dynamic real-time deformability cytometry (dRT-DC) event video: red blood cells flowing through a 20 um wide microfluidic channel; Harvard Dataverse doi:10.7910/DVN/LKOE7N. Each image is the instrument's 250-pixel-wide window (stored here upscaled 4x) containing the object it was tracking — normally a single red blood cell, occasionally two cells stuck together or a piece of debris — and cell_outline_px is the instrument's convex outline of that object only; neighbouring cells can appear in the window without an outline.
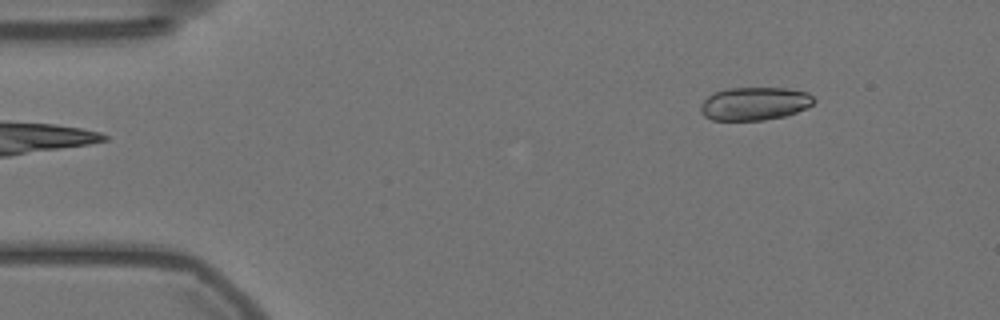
{"species": "Egyptian fruit bat (a non-hibernating species)", "species_latin": "Rousettus aegyptiacus", "temperature_condition": "warm", "stored_images_in_passage": 51, "camera_frame_rate_fps": 3000, "um_per_image_px": 0.085, "animal": {"sex": "female"}, "frame": {"image": 1, "passage_image": 1, "time_ms": 0.0, "image_size_px": [1000, 320], "cell_outline_px": [[816, 100], [812, 104], [796, 112], [784, 116], [764, 120], [712, 120], [704, 116], [700, 112], [700, 104], [708, 96], [716, 92], [728, 88], [784, 88], [808, 92]], "centroid_in_image_um": [64.12, 8.81], "position_along_channel_um": 20.9, "area_um2": 21.79}}
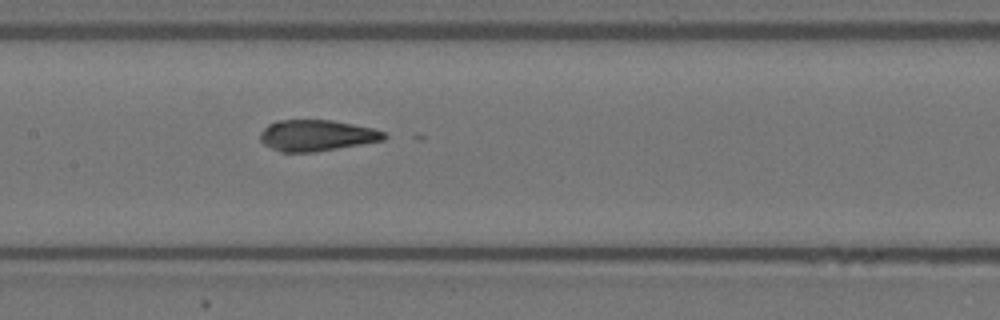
{"frame": {"image": 2, "passage_image": 21, "time_ms": 6.667, "image_size_px": [1000, 320], "cell_outline_px": [[388, 136], [384, 140], [316, 152], [280, 152], [264, 144], [260, 140], [260, 132], [268, 124], [276, 120], [332, 120], [372, 128], [384, 132]], "centroid_in_image_um": [26.9, 11.51], "position_along_channel_um": 180.5, "area_um2": 22.48}}
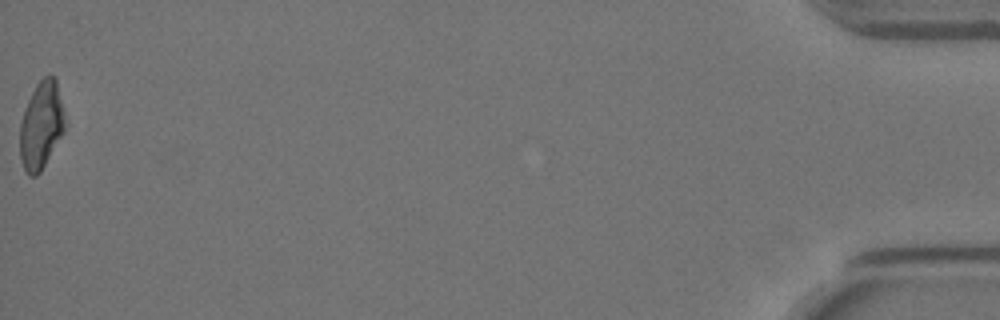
{"frame": {"image": 3, "passage_image": 51, "time_ms": 16.667, "image_size_px": [1000, 320], "cell_outline_px": [[64, 132], [40, 172], [36, 176], [28, 176], [24, 172], [20, 156], [20, 120], [24, 108], [36, 84], [44, 76], [52, 76], [56, 80], [64, 112]], "centroid_in_image_um": [3.48, 10.68], "position_along_channel_um": 431.7, "area_um2": 22.89}}